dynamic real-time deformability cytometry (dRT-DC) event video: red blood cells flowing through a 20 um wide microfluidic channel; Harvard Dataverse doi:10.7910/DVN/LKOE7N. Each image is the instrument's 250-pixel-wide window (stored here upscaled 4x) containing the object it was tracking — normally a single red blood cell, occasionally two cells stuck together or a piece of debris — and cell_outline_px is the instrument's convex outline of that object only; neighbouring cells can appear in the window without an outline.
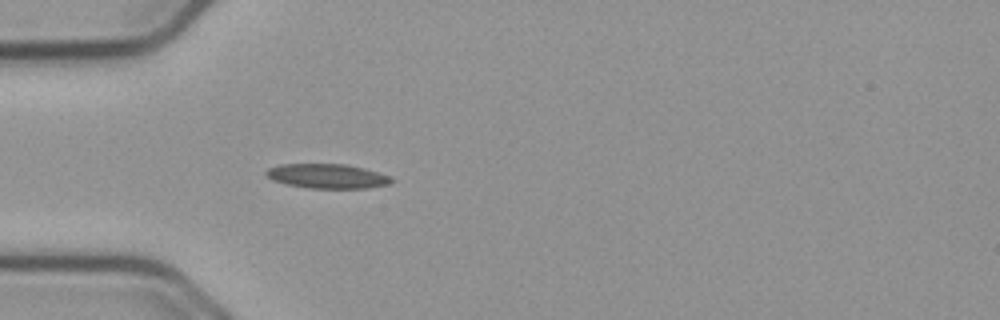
{"species": "common noctule bat (a hibernating species)", "species_latin": "Nyctalus noctula", "temperature_condition": "cold", "stored_images_in_passage": 39, "camera_frame_rate_fps": 3000, "um_per_image_px": 0.085, "animal": {"sex": "male", "body_mass_g": 23.1, "forearm_length_mm": 52.7}, "frame": {"image": 1, "passage_image": 1, "time_ms": 0.0, "image_size_px": [1000, 320], "cell_outline_px": [[396, 180], [388, 184], [368, 188], [308, 188], [284, 184], [272, 180], [264, 172], [268, 168], [280, 164], [348, 164], [364, 168], [392, 176]], "centroid_in_image_um": [27.84, 14.97], "position_along_channel_um": 57.2, "area_um2": 18.09}}
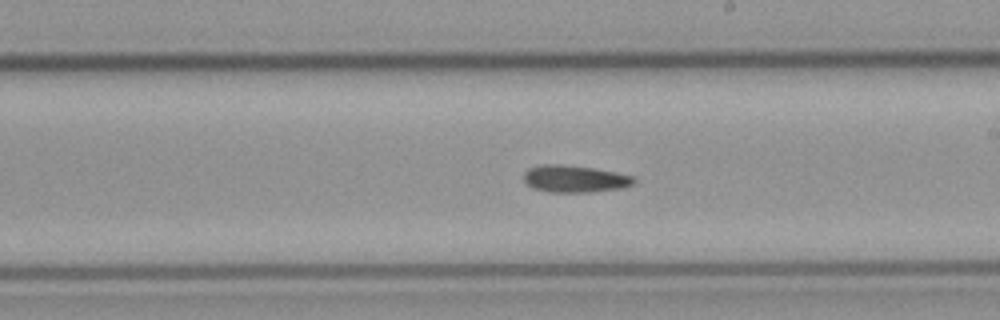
{"frame": {"image": 2, "passage_image": 16, "time_ms": 5.0, "image_size_px": [1000, 320], "cell_outline_px": [[636, 180], [632, 184], [620, 188], [588, 192], [548, 192], [532, 188], [524, 180], [524, 172], [528, 168], [540, 164], [560, 164], [592, 168], [632, 176]], "centroid_in_image_um": [48.78, 15.2], "position_along_channel_um": 240.2, "area_um2": 17.17}}
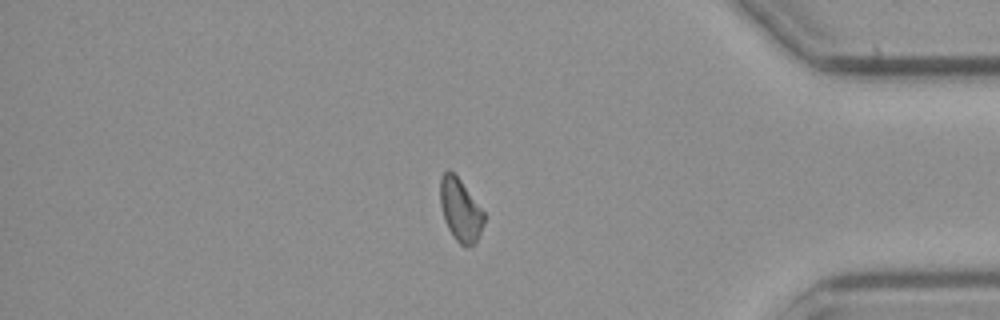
{"frame": {"image": 3, "passage_image": 31, "time_ms": 10.0, "image_size_px": [1000, 320], "cell_outline_px": [[484, 220], [476, 244], [464, 248], [452, 236], [444, 220], [440, 204], [440, 180], [444, 172], [448, 168], [460, 180], [484, 212]], "centroid_in_image_um": [39.11, 17.88], "position_along_channel_um": 396.1, "area_um2": 15.95}}